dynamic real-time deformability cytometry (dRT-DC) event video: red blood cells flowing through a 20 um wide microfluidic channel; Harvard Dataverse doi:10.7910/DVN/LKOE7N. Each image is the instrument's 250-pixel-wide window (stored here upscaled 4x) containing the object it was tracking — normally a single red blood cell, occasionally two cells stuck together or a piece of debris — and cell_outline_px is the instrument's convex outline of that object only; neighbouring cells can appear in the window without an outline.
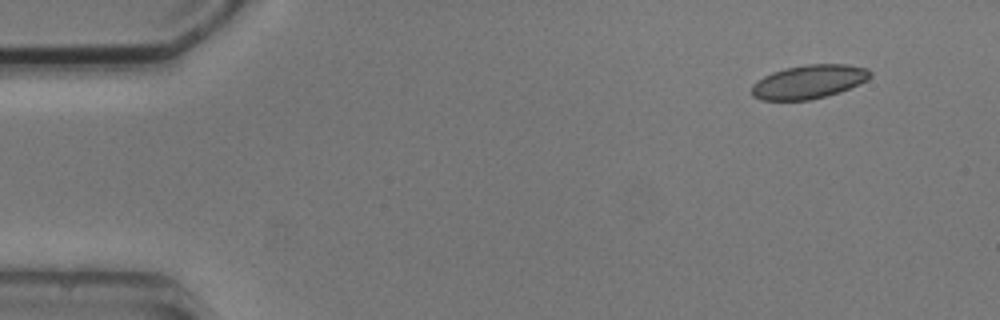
{"species": "common noctule bat (a hibernating species)", "species_latin": "Nyctalus noctula", "temperature_condition": "cold", "stored_images_in_passage": 5, "segment_of_instrument_passage": [1, 2], "camera_frame_rate_fps": 3000, "um_per_image_px": 0.085, "animal": {"sex": "male", "body_mass_g": 20.5, "forearm_length_mm": 52.5}, "frame": {"image": 1, "passage_image": 1, "time_ms": 0.0, "image_size_px": [1000, 320], "cell_outline_px": [[872, 76], [840, 92], [808, 100], [760, 100], [752, 96], [752, 84], [764, 76], [772, 72], [788, 68], [808, 64], [848, 64], [868, 68], [872, 72]], "centroid_in_image_um": [68.73, 6.94], "position_along_channel_um": 16.3, "area_um2": 23.06}}
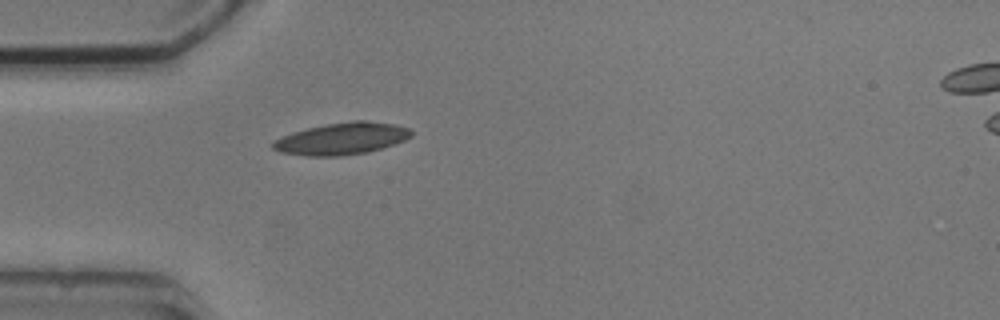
{"frame": {"image": 2, "passage_image": 4, "time_ms": 3.667, "image_size_px": [1000, 320], "cell_outline_px": [[412, 136], [404, 140], [368, 152], [344, 156], [308, 156], [280, 152], [272, 148], [272, 140], [292, 132], [308, 128], [328, 124], [352, 120], [364, 120], [396, 124], [408, 128], [412, 132]], "centroid_in_image_um": [29.03, 11.78], "position_along_channel_um": 56.0, "area_um2": 25.72}}